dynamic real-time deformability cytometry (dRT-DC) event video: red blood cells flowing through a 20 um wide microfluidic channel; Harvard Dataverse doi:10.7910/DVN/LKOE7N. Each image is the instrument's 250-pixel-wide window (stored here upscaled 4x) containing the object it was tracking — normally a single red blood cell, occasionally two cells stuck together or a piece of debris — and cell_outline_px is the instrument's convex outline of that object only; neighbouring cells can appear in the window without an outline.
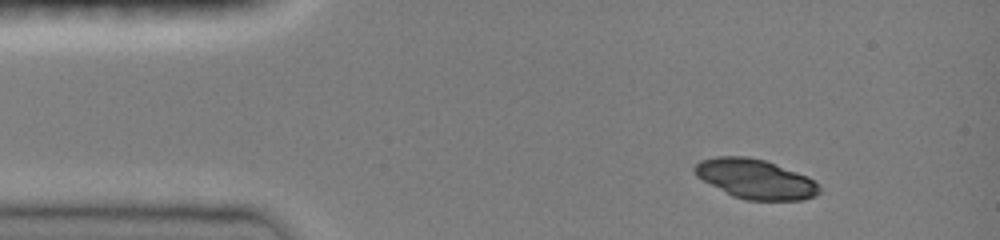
{"species": "common noctule bat (a hibernating species)", "species_latin": "Nyctalus noctula", "temperature_condition": "room temperature", "stored_images_in_passage": 37, "camera_frame_rate_fps": 3000, "um_per_image_px": 0.085, "animal": {"sex": "female", "body_mass_g": 19.0, "forearm_length_mm": 51.5}, "frame": {"image": 1, "passage_image": 1, "time_ms": 0.0, "image_size_px": [1000, 240], "cell_outline_px": [[820, 192], [816, 196], [804, 200], [744, 200], [732, 196], [696, 176], [692, 168], [700, 160], [716, 156], [748, 156], [764, 160], [776, 164], [808, 176], [820, 188]], "centroid_in_image_um": [64.19, 15.21], "position_along_channel_um": 20.8, "area_um2": 28.78}}